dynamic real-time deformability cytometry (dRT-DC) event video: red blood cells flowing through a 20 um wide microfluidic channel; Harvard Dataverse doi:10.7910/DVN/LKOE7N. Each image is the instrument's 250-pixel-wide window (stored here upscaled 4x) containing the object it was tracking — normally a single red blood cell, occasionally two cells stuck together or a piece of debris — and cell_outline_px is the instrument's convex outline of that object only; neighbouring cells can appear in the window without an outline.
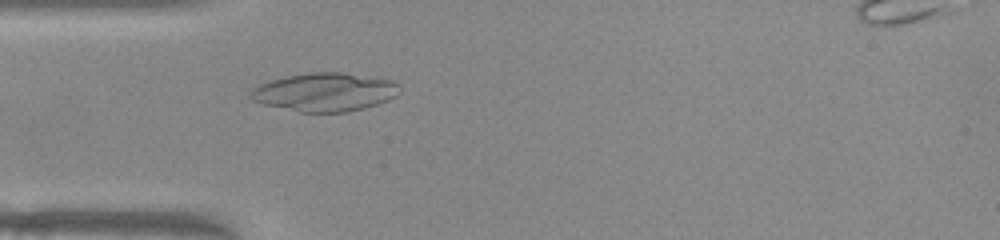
{"species": "common noctule bat (a hibernating species)", "species_latin": "Nyctalus noctula", "temperature_condition": "warm", "stored_images_in_passage": 52, "segment_of_instrument_passage": [1, 2], "camera_frame_rate_fps": 3000, "um_per_image_px": 0.085, "animal": {"sex": "female", "body_mass_g": 22.0, "forearm_length_mm": 56.7}, "frame": {"image": 1, "passage_image": 15, "time_ms": 4.667, "image_size_px": [1000, 240], "cell_outline_px": [[400, 92], [396, 96], [388, 100], [364, 108], [344, 112], [300, 112], [260, 104], [252, 100], [248, 96], [252, 88], [268, 80], [308, 72], [344, 72], [392, 80], [400, 84]], "centroid_in_image_um": [27.59, 7.82], "position_along_channel_um": 57.4, "area_um2": 33.7}}
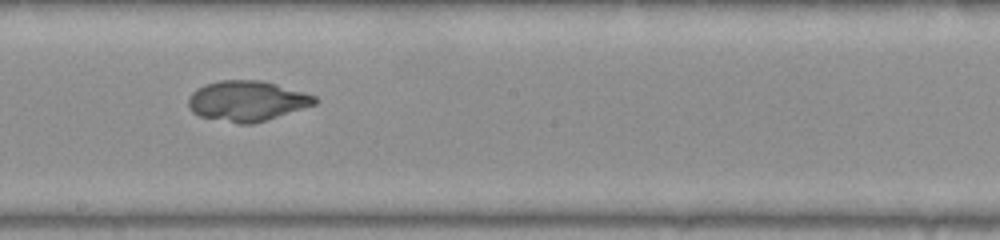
{"frame": {"image": 2, "passage_image": 28, "time_ms": 9.0, "image_size_px": [1000, 240], "cell_outline_px": [[320, 100], [316, 104], [252, 124], [240, 124], [200, 116], [192, 112], [188, 108], [188, 100], [192, 92], [196, 88], [204, 84], [220, 80], [260, 80], [276, 84], [316, 96]], "centroid_in_image_um": [20.97, 8.57], "position_along_channel_um": 227.2, "area_um2": 29.59}}
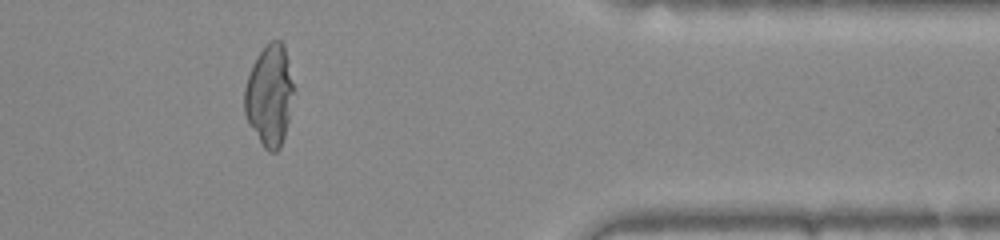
{"frame": {"image": 3, "passage_image": 42, "time_ms": 13.667, "image_size_px": [1000, 240], "cell_outline_px": [[292, 92], [288, 120], [284, 136], [280, 148], [276, 152], [268, 152], [264, 148], [248, 124], [244, 112], [244, 88], [252, 64], [260, 52], [272, 40], [280, 40], [284, 44], [288, 60], [292, 84]], "centroid_in_image_um": [22.87, 8.14], "position_along_channel_um": 388.5, "area_um2": 28.61}}